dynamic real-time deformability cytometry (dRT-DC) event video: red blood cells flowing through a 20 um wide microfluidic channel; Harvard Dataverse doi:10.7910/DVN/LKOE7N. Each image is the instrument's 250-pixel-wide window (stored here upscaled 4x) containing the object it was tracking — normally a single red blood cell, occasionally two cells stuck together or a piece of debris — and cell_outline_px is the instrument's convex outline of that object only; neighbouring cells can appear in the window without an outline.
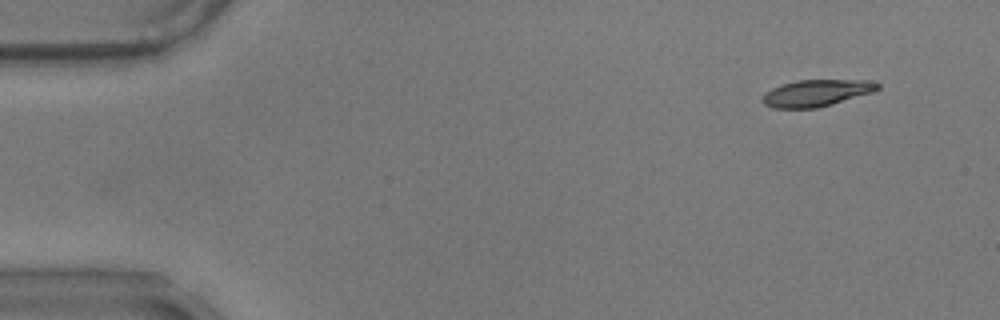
{"species": "common noctule bat (a hibernating species)", "species_latin": "Nyctalus noctula", "temperature_condition": "warm", "stored_images_in_passage": 47, "camera_frame_rate_fps": 3000, "um_per_image_px": 0.085, "animal": {"sex": "male", "body_mass_g": 17.9}, "frame": {"image": 1, "passage_image": 1, "time_ms": 0.0, "image_size_px": [1000, 320], "cell_outline_px": [[880, 88], [872, 92], [832, 104], [816, 108], [772, 108], [764, 104], [760, 100], [764, 92], [772, 88], [796, 80], [868, 80], [880, 84]], "centroid_in_image_um": [69.36, 7.91], "position_along_channel_um": 15.6, "area_um2": 17.92}}
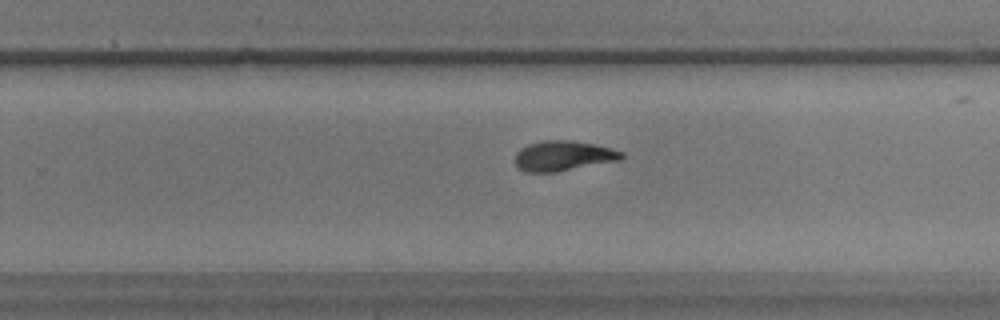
{"frame": {"image": 2, "passage_image": 33, "time_ms": 10.667, "image_size_px": [1000, 320], "cell_outline_px": [[624, 156], [620, 160], [556, 172], [524, 172], [516, 164], [516, 152], [520, 148], [528, 144], [540, 140], [572, 140], [596, 144], [612, 148], [624, 152]], "centroid_in_image_um": [47.89, 13.23], "position_along_channel_um": 281.9, "area_um2": 18.84}}
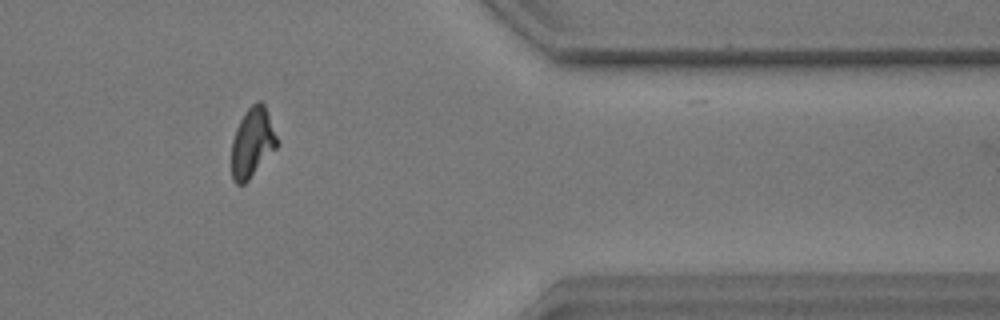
{"frame": {"image": 3, "passage_image": 44, "time_ms": 14.333, "image_size_px": [1000, 320], "cell_outline_px": [[280, 144], [248, 180], [244, 184], [236, 184], [232, 180], [232, 140], [236, 128], [244, 112], [256, 100], [260, 100], [264, 104]], "centroid_in_image_um": [21.45, 12.11], "position_along_channel_um": 389.9, "area_um2": 18.44}}